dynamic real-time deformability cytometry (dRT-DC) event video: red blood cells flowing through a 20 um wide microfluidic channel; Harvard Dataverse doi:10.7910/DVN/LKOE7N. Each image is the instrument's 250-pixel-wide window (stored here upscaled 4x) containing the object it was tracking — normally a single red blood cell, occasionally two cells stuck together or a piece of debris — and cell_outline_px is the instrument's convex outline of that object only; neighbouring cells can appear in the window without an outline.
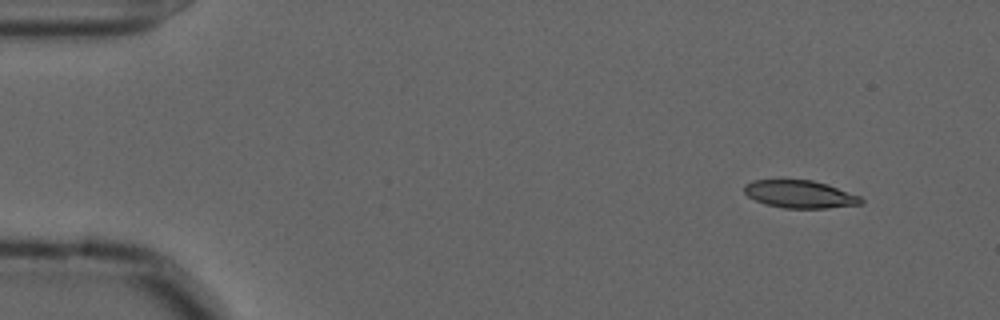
{"species": "common noctule bat (a hibernating species)", "species_latin": "Nyctalus noctula", "temperature_condition": "cold", "stored_images_in_passage": 52, "camera_frame_rate_fps": 3000, "um_per_image_px": 0.085, "animal": {"sex": "male", "forearm_length_mm": 52.5}, "frame": {"image": 1, "passage_image": 1, "time_ms": 0.0, "image_size_px": [1000, 320], "cell_outline_px": [[864, 204], [828, 208], [784, 208], [764, 204], [748, 196], [744, 192], [744, 184], [752, 180], [812, 180], [828, 184], [860, 196], [864, 200]], "centroid_in_image_um": [68.01, 16.51], "position_along_channel_um": 17.0, "area_um2": 18.96}}
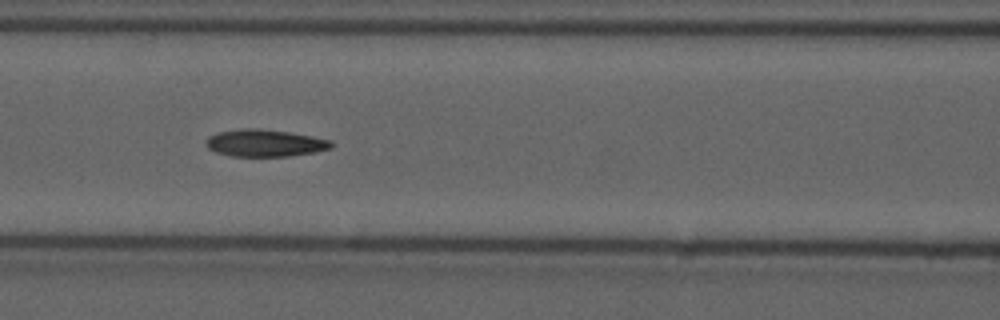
{"frame": {"image": 2, "passage_image": 20, "time_ms": 6.333, "image_size_px": [1000, 320], "cell_outline_px": [[332, 148], [316, 152], [288, 156], [232, 156], [216, 152], [208, 148], [204, 144], [208, 136], [220, 132], [244, 128], [256, 128], [288, 132], [312, 136], [332, 140]], "centroid_in_image_um": [22.52, 12.16], "position_along_channel_um": 144.1, "area_um2": 19.77}}
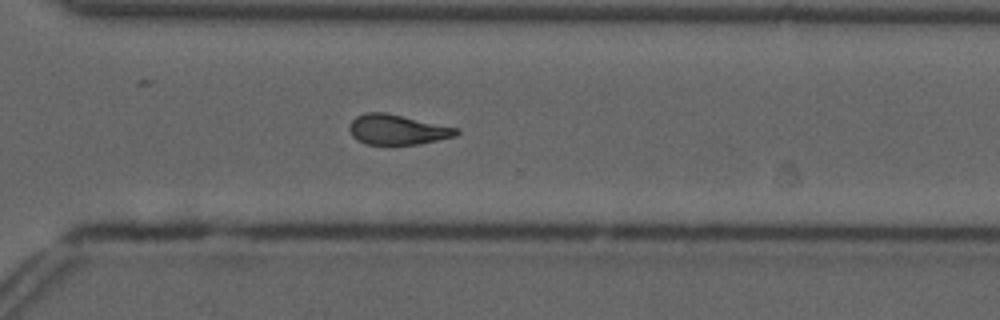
{"frame": {"image": 3, "passage_image": 36, "time_ms": 11.667, "image_size_px": [1000, 320], "cell_outline_px": [[460, 132], [456, 136], [420, 144], [364, 144], [356, 140], [352, 136], [348, 128], [352, 120], [356, 116], [364, 112], [384, 112], [460, 128]], "centroid_in_image_um": [33.77, 11.01], "position_along_channel_um": 336.8, "area_um2": 18.9}, "authors_computed_cell_mechanics": {"area_um2": 19.1318, "velocity_mm_per_s": 3.6282, "shape_relaxation_time_tau1_ms": 9.9958, "shape_relaxation_time_tau2_ms": 4.9592, "deformation_change_tau1": 0.2288, "deformation_change_tau2": 0.139}}